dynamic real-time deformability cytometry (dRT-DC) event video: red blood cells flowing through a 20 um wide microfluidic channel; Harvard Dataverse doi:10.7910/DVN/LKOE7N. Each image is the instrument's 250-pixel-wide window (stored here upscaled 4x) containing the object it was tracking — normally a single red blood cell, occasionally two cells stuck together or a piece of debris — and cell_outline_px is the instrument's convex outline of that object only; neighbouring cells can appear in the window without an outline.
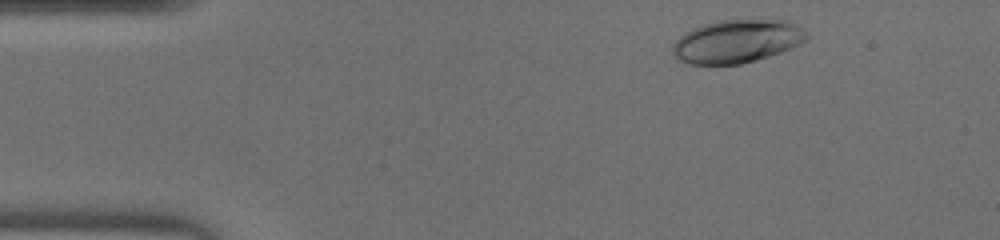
{"species": "human", "species_latin": "Homo sapiens", "temperature_condition": "warm", "stored_images_in_passage": 34, "camera_frame_rate_fps": 3000, "um_per_image_px": 0.085, "donor": {"sex": "male"}, "frame": {"image": 1, "passage_image": 2, "time_ms": 0.333, "image_size_px": [1000, 240], "cell_outline_px": [[808, 40], [792, 48], [756, 60], [740, 64], [692, 64], [680, 60], [672, 52], [672, 44], [684, 32], [692, 28], [704, 24], [720, 20], [788, 20], [800, 28], [808, 36]], "centroid_in_image_um": [62.63, 3.51], "position_along_channel_um": 22.4, "area_um2": 33.52}}
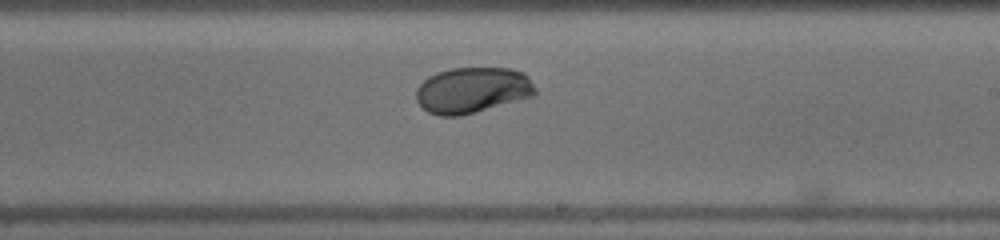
{"frame": {"image": 2, "passage_image": 23, "time_ms": 7.333, "image_size_px": [1000, 240], "cell_outline_px": [[536, 96], [460, 116], [440, 116], [428, 112], [416, 100], [416, 88], [428, 76], [436, 72], [452, 68], [508, 68], [524, 72], [528, 76], [536, 88]], "centroid_in_image_um": [40.17, 7.66], "position_along_channel_um": 248.8, "area_um2": 32.08}}
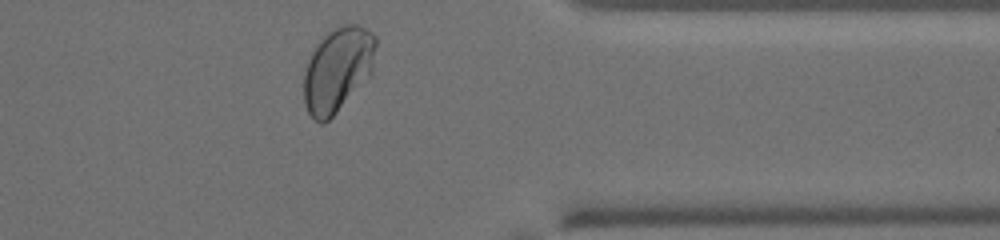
{"frame": {"image": 3, "passage_image": 33, "time_ms": 10.667, "image_size_px": [1000, 240], "cell_outline_px": [[376, 44], [372, 76], [324, 124], [320, 124], [308, 112], [304, 104], [304, 68], [316, 44], [332, 28], [340, 24], [356, 24], [372, 32], [376, 36]], "centroid_in_image_um": [28.72, 5.9], "position_along_channel_um": 382.7, "area_um2": 35.84}}